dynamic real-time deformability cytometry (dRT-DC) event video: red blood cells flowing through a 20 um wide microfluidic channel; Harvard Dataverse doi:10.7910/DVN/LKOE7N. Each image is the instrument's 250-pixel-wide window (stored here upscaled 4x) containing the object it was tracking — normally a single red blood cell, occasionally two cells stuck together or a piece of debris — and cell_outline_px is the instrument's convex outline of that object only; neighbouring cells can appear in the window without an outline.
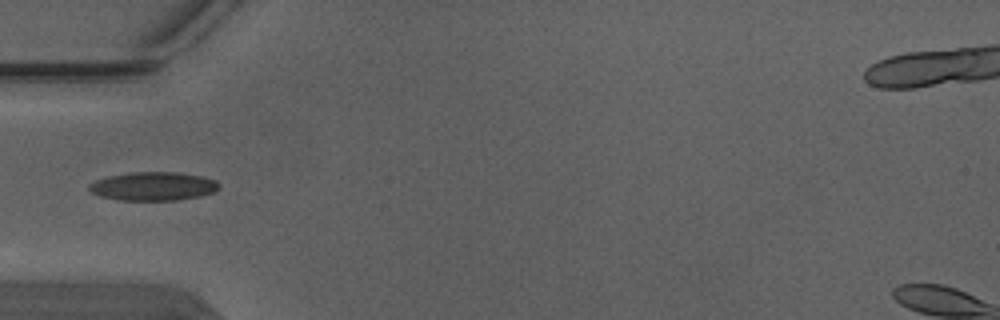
{"species": "Egyptian fruit bat (a non-hibernating species)", "species_latin": "Rousettus aegyptiacus", "temperature_condition": "warm", "stored_images_in_passage": 4, "camera_frame_rate_fps": 3000, "um_per_image_px": 0.085, "animal": {"sex": "male"}, "frame": {"image": 1, "passage_image": 4, "time_ms": 1.0, "image_size_px": [1000, 320], "cell_outline_px": [[220, 188], [216, 192], [200, 196], [176, 200], [120, 200], [100, 196], [92, 192], [88, 188], [88, 184], [96, 180], [108, 176], [132, 172], [176, 172], [204, 176], [216, 180], [220, 184]], "centroid_in_image_um": [13.07, 15.83], "position_along_channel_um": 71.9, "area_um2": 21.79}}